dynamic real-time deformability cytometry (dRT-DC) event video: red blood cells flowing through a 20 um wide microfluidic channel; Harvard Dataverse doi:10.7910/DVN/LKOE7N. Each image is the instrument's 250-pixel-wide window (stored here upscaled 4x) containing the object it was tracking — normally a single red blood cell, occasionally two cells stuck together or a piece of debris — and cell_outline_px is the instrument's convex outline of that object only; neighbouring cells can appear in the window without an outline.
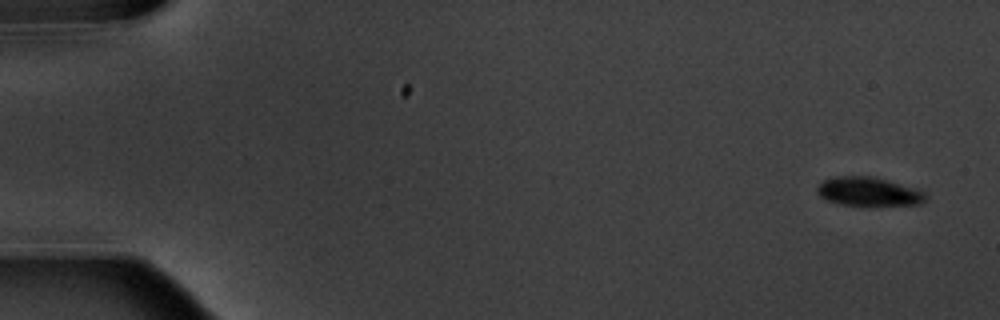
{"species": "common noctule bat (a hibernating species)", "species_latin": "Nyctalus noctula", "temperature_condition": "warm", "stored_images_in_passage": 5, "camera_frame_rate_fps": 3000, "um_per_image_px": 0.085, "animal": {"sex": "male", "body_mass_g": 20.1, "forearm_length_mm": 53.5}, "frame": {"image": 1, "passage_image": 1, "time_ms": 0.0, "image_size_px": [1000, 320], "cell_outline_px": [[928, 196], [920, 204], [868, 208], [864, 208], [840, 204], [828, 200], [820, 196], [816, 192], [816, 188], [824, 180], [836, 176], [872, 176], [912, 188], [924, 192]], "centroid_in_image_um": [73.81, 16.34], "position_along_channel_um": 11.2, "area_um2": 18.73}}
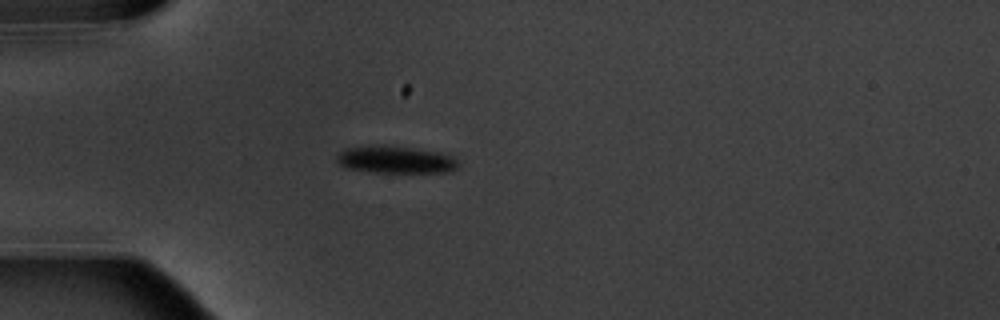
{"frame": {"image": 2, "passage_image": 5, "time_ms": 4.667, "image_size_px": [1000, 320], "cell_outline_px": [[460, 164], [456, 168], [448, 172], [368, 172], [344, 168], [336, 160], [336, 152], [344, 148], [372, 144], [388, 144], [440, 152], [452, 156]], "centroid_in_image_um": [33.54, 13.54], "position_along_channel_um": 51.5, "area_um2": 19.94}}